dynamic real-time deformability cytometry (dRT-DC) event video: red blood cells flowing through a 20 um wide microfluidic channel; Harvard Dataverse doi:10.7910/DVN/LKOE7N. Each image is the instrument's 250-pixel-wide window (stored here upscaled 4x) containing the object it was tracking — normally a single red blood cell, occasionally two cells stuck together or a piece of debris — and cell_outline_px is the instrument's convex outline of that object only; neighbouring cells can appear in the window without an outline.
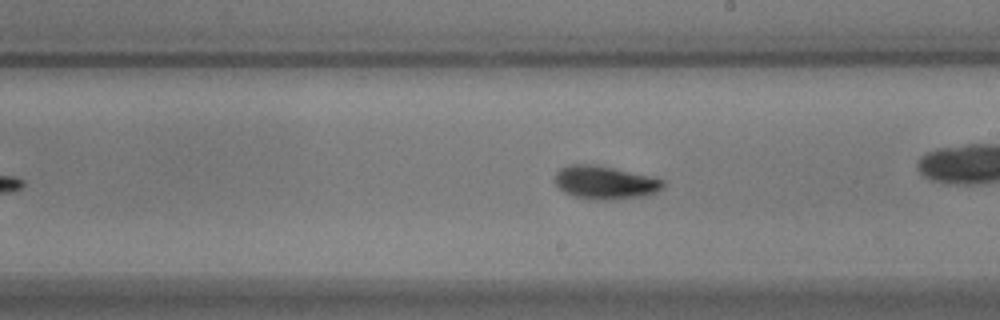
{"species": "common noctule bat (a hibernating species)", "species_latin": "Nyctalus noctula", "temperature_condition": "warm", "stored_images_in_passage": 29, "camera_frame_rate_fps": 3000, "um_per_image_px": 0.085, "animal": {"sex": "male", "body_mass_g": 17.9}, "frame": {"image": 1, "passage_image": 17, "time_ms": 5.333, "image_size_px": [1000, 320], "cell_outline_px": [[664, 188], [656, 192], [644, 196], [604, 200], [596, 200], [576, 196], [564, 192], [556, 184], [556, 172], [560, 168], [568, 164], [600, 164], [664, 180]], "centroid_in_image_um": [51.43, 15.49], "position_along_channel_um": 237.6, "area_um2": 20.92}}